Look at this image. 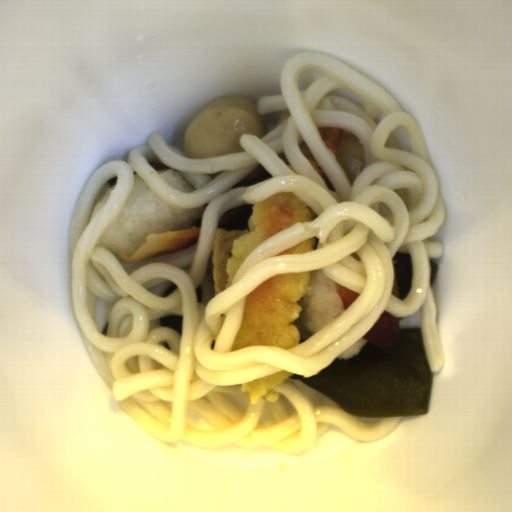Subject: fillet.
Returning <instances> with one entry per match:
<instances>
[{
  "label": "fillet",
  "instance_id": "obj_3",
  "mask_svg": "<svg viewBox=\"0 0 512 512\" xmlns=\"http://www.w3.org/2000/svg\"><path fill=\"white\" fill-rule=\"evenodd\" d=\"M334 287L338 297L340 298L344 306L345 311H347L359 294L355 293L354 291L348 289L347 287L341 285L336 281Z\"/></svg>",
  "mask_w": 512,
  "mask_h": 512
},
{
  "label": "fillet",
  "instance_id": "obj_1",
  "mask_svg": "<svg viewBox=\"0 0 512 512\" xmlns=\"http://www.w3.org/2000/svg\"><path fill=\"white\" fill-rule=\"evenodd\" d=\"M200 228L191 227L155 235H147L142 246L132 255L117 254L125 264H133L198 245Z\"/></svg>",
  "mask_w": 512,
  "mask_h": 512
},
{
  "label": "fillet",
  "instance_id": "obj_4",
  "mask_svg": "<svg viewBox=\"0 0 512 512\" xmlns=\"http://www.w3.org/2000/svg\"><path fill=\"white\" fill-rule=\"evenodd\" d=\"M243 205L234 207V208L222 213L221 215L217 216V225L216 226L230 222L239 213V211L241 210Z\"/></svg>",
  "mask_w": 512,
  "mask_h": 512
},
{
  "label": "fillet",
  "instance_id": "obj_5",
  "mask_svg": "<svg viewBox=\"0 0 512 512\" xmlns=\"http://www.w3.org/2000/svg\"><path fill=\"white\" fill-rule=\"evenodd\" d=\"M391 295L394 296L395 298H398V299L401 300L400 292H399V287H398V282H397V278H396V274H395L394 268H393V281H392Z\"/></svg>",
  "mask_w": 512,
  "mask_h": 512
},
{
  "label": "fillet",
  "instance_id": "obj_2",
  "mask_svg": "<svg viewBox=\"0 0 512 512\" xmlns=\"http://www.w3.org/2000/svg\"><path fill=\"white\" fill-rule=\"evenodd\" d=\"M400 332L401 316L396 317L385 311L361 339L367 340L371 344L391 354L395 353L398 348Z\"/></svg>",
  "mask_w": 512,
  "mask_h": 512
}]
</instances>
